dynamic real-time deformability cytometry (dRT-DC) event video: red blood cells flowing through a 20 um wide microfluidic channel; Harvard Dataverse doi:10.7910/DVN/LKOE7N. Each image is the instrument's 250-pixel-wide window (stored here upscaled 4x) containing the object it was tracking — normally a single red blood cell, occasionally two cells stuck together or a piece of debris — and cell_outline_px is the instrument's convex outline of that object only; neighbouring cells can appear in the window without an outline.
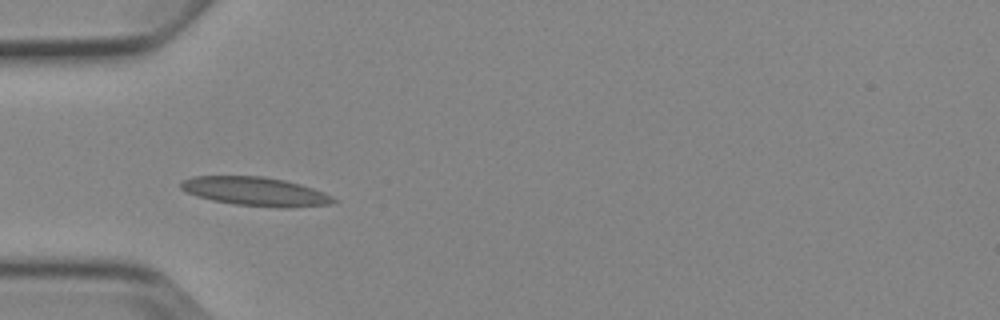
{"species": "Egyptian fruit bat (a non-hibernating species)", "species_latin": "Rousettus aegyptiacus", "temperature_condition": "cold", "stored_images_in_passage": 4, "camera_frame_rate_fps": 3000, "um_per_image_px": 0.085, "animal": {"sex": "female"}, "frame": {"image": 1, "passage_image": 4, "time_ms": 3.667, "image_size_px": [1000, 320], "cell_outline_px": [[340, 200], [332, 204], [288, 208], [276, 208], [232, 204], [212, 200], [196, 196], [180, 188], [180, 184], [184, 180], [192, 176], [264, 176], [284, 180], [300, 184], [324, 192]], "centroid_in_image_um": [21.75, 16.29], "position_along_channel_um": 63.2, "area_um2": 25.84}}